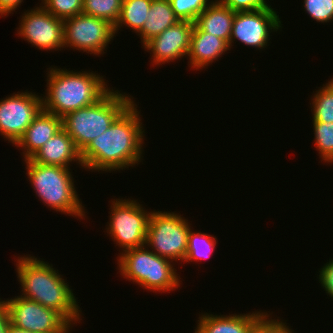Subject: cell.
Segmentation results:
<instances>
[{"label": "cell", "mask_w": 333, "mask_h": 333, "mask_svg": "<svg viewBox=\"0 0 333 333\" xmlns=\"http://www.w3.org/2000/svg\"><path fill=\"white\" fill-rule=\"evenodd\" d=\"M220 4L235 12L256 11L271 8L266 0H217Z\"/></svg>", "instance_id": "obj_30"}, {"label": "cell", "mask_w": 333, "mask_h": 333, "mask_svg": "<svg viewBox=\"0 0 333 333\" xmlns=\"http://www.w3.org/2000/svg\"><path fill=\"white\" fill-rule=\"evenodd\" d=\"M123 0H83L82 13L109 21H118Z\"/></svg>", "instance_id": "obj_24"}, {"label": "cell", "mask_w": 333, "mask_h": 333, "mask_svg": "<svg viewBox=\"0 0 333 333\" xmlns=\"http://www.w3.org/2000/svg\"><path fill=\"white\" fill-rule=\"evenodd\" d=\"M194 25L195 23L190 21H178L145 43L143 48L152 55V66L186 58Z\"/></svg>", "instance_id": "obj_14"}, {"label": "cell", "mask_w": 333, "mask_h": 333, "mask_svg": "<svg viewBox=\"0 0 333 333\" xmlns=\"http://www.w3.org/2000/svg\"><path fill=\"white\" fill-rule=\"evenodd\" d=\"M114 37V25L105 19L80 13L64 20V50L102 56Z\"/></svg>", "instance_id": "obj_9"}, {"label": "cell", "mask_w": 333, "mask_h": 333, "mask_svg": "<svg viewBox=\"0 0 333 333\" xmlns=\"http://www.w3.org/2000/svg\"><path fill=\"white\" fill-rule=\"evenodd\" d=\"M110 202L111 212L105 230L120 248L119 252L145 246L152 211H147L143 204L133 198H116Z\"/></svg>", "instance_id": "obj_8"}, {"label": "cell", "mask_w": 333, "mask_h": 333, "mask_svg": "<svg viewBox=\"0 0 333 333\" xmlns=\"http://www.w3.org/2000/svg\"><path fill=\"white\" fill-rule=\"evenodd\" d=\"M215 236L201 233V231H194L193 227L190 228L188 234V246L186 257L183 262H201L202 260L209 259L212 256L214 250L216 249Z\"/></svg>", "instance_id": "obj_22"}, {"label": "cell", "mask_w": 333, "mask_h": 333, "mask_svg": "<svg viewBox=\"0 0 333 333\" xmlns=\"http://www.w3.org/2000/svg\"><path fill=\"white\" fill-rule=\"evenodd\" d=\"M120 92L112 87L95 104L72 111L62 118V128L71 136L80 152L136 101L130 94Z\"/></svg>", "instance_id": "obj_5"}, {"label": "cell", "mask_w": 333, "mask_h": 333, "mask_svg": "<svg viewBox=\"0 0 333 333\" xmlns=\"http://www.w3.org/2000/svg\"><path fill=\"white\" fill-rule=\"evenodd\" d=\"M23 0H0V17H7L20 8Z\"/></svg>", "instance_id": "obj_32"}, {"label": "cell", "mask_w": 333, "mask_h": 333, "mask_svg": "<svg viewBox=\"0 0 333 333\" xmlns=\"http://www.w3.org/2000/svg\"><path fill=\"white\" fill-rule=\"evenodd\" d=\"M16 262L20 296L59 312L72 326L82 320V310L69 283L52 264L30 254Z\"/></svg>", "instance_id": "obj_2"}, {"label": "cell", "mask_w": 333, "mask_h": 333, "mask_svg": "<svg viewBox=\"0 0 333 333\" xmlns=\"http://www.w3.org/2000/svg\"><path fill=\"white\" fill-rule=\"evenodd\" d=\"M25 170L38 200L56 212L84 219L86 208L79 198L70 168L38 164L25 159Z\"/></svg>", "instance_id": "obj_4"}, {"label": "cell", "mask_w": 333, "mask_h": 333, "mask_svg": "<svg viewBox=\"0 0 333 333\" xmlns=\"http://www.w3.org/2000/svg\"><path fill=\"white\" fill-rule=\"evenodd\" d=\"M30 160L38 164L57 165L65 168H70L71 164L76 162L81 166L80 168L84 169L81 152L63 128L40 147Z\"/></svg>", "instance_id": "obj_16"}, {"label": "cell", "mask_w": 333, "mask_h": 333, "mask_svg": "<svg viewBox=\"0 0 333 333\" xmlns=\"http://www.w3.org/2000/svg\"><path fill=\"white\" fill-rule=\"evenodd\" d=\"M117 268L123 278L154 293L175 291L182 284L174 262L163 258L146 246L119 253Z\"/></svg>", "instance_id": "obj_6"}, {"label": "cell", "mask_w": 333, "mask_h": 333, "mask_svg": "<svg viewBox=\"0 0 333 333\" xmlns=\"http://www.w3.org/2000/svg\"><path fill=\"white\" fill-rule=\"evenodd\" d=\"M137 108L134 101L81 152L85 170L111 173L140 164L144 157L145 131L142 115Z\"/></svg>", "instance_id": "obj_1"}, {"label": "cell", "mask_w": 333, "mask_h": 333, "mask_svg": "<svg viewBox=\"0 0 333 333\" xmlns=\"http://www.w3.org/2000/svg\"><path fill=\"white\" fill-rule=\"evenodd\" d=\"M275 8H264L256 11L236 12L232 32L229 40L231 50L234 41H239L246 45L262 51L270 44L271 32L281 31V17Z\"/></svg>", "instance_id": "obj_13"}, {"label": "cell", "mask_w": 333, "mask_h": 333, "mask_svg": "<svg viewBox=\"0 0 333 333\" xmlns=\"http://www.w3.org/2000/svg\"><path fill=\"white\" fill-rule=\"evenodd\" d=\"M151 2L152 0H123L118 21L114 25L115 36L125 25V28L138 33L147 20Z\"/></svg>", "instance_id": "obj_21"}, {"label": "cell", "mask_w": 333, "mask_h": 333, "mask_svg": "<svg viewBox=\"0 0 333 333\" xmlns=\"http://www.w3.org/2000/svg\"><path fill=\"white\" fill-rule=\"evenodd\" d=\"M303 6L309 17L319 23L333 21V0H304Z\"/></svg>", "instance_id": "obj_28"}, {"label": "cell", "mask_w": 333, "mask_h": 333, "mask_svg": "<svg viewBox=\"0 0 333 333\" xmlns=\"http://www.w3.org/2000/svg\"><path fill=\"white\" fill-rule=\"evenodd\" d=\"M42 109V96L28 90L1 99L0 135L15 146Z\"/></svg>", "instance_id": "obj_11"}, {"label": "cell", "mask_w": 333, "mask_h": 333, "mask_svg": "<svg viewBox=\"0 0 333 333\" xmlns=\"http://www.w3.org/2000/svg\"><path fill=\"white\" fill-rule=\"evenodd\" d=\"M5 300L10 323L16 327L34 333H71L74 327L59 312L36 301L20 295Z\"/></svg>", "instance_id": "obj_10"}, {"label": "cell", "mask_w": 333, "mask_h": 333, "mask_svg": "<svg viewBox=\"0 0 333 333\" xmlns=\"http://www.w3.org/2000/svg\"><path fill=\"white\" fill-rule=\"evenodd\" d=\"M312 121L333 122V78L311 96Z\"/></svg>", "instance_id": "obj_23"}, {"label": "cell", "mask_w": 333, "mask_h": 333, "mask_svg": "<svg viewBox=\"0 0 333 333\" xmlns=\"http://www.w3.org/2000/svg\"><path fill=\"white\" fill-rule=\"evenodd\" d=\"M178 21L169 0H152L147 20L137 33L142 46Z\"/></svg>", "instance_id": "obj_20"}, {"label": "cell", "mask_w": 333, "mask_h": 333, "mask_svg": "<svg viewBox=\"0 0 333 333\" xmlns=\"http://www.w3.org/2000/svg\"><path fill=\"white\" fill-rule=\"evenodd\" d=\"M47 72L43 110L61 118L95 104L111 89L104 76L96 71H71L52 66L47 68Z\"/></svg>", "instance_id": "obj_3"}, {"label": "cell", "mask_w": 333, "mask_h": 333, "mask_svg": "<svg viewBox=\"0 0 333 333\" xmlns=\"http://www.w3.org/2000/svg\"><path fill=\"white\" fill-rule=\"evenodd\" d=\"M62 129V118L41 110L26 128L22 138L15 145L22 149L23 158L30 159L40 147Z\"/></svg>", "instance_id": "obj_18"}, {"label": "cell", "mask_w": 333, "mask_h": 333, "mask_svg": "<svg viewBox=\"0 0 333 333\" xmlns=\"http://www.w3.org/2000/svg\"><path fill=\"white\" fill-rule=\"evenodd\" d=\"M191 225L181 214L154 209L148 221L145 246L172 262H183Z\"/></svg>", "instance_id": "obj_7"}, {"label": "cell", "mask_w": 333, "mask_h": 333, "mask_svg": "<svg viewBox=\"0 0 333 333\" xmlns=\"http://www.w3.org/2000/svg\"><path fill=\"white\" fill-rule=\"evenodd\" d=\"M318 281L327 296L333 300V258L325 263L319 270Z\"/></svg>", "instance_id": "obj_31"}, {"label": "cell", "mask_w": 333, "mask_h": 333, "mask_svg": "<svg viewBox=\"0 0 333 333\" xmlns=\"http://www.w3.org/2000/svg\"><path fill=\"white\" fill-rule=\"evenodd\" d=\"M7 333H34V332L16 327L10 323L7 329Z\"/></svg>", "instance_id": "obj_34"}, {"label": "cell", "mask_w": 333, "mask_h": 333, "mask_svg": "<svg viewBox=\"0 0 333 333\" xmlns=\"http://www.w3.org/2000/svg\"><path fill=\"white\" fill-rule=\"evenodd\" d=\"M266 313L261 310L229 315L201 313L194 333H251L253 326Z\"/></svg>", "instance_id": "obj_15"}, {"label": "cell", "mask_w": 333, "mask_h": 333, "mask_svg": "<svg viewBox=\"0 0 333 333\" xmlns=\"http://www.w3.org/2000/svg\"><path fill=\"white\" fill-rule=\"evenodd\" d=\"M228 43L214 34L202 31L196 24L191 33L190 47L187 54L189 67L193 70L208 68L214 61L229 51Z\"/></svg>", "instance_id": "obj_17"}, {"label": "cell", "mask_w": 333, "mask_h": 333, "mask_svg": "<svg viewBox=\"0 0 333 333\" xmlns=\"http://www.w3.org/2000/svg\"><path fill=\"white\" fill-rule=\"evenodd\" d=\"M315 150L321 161L333 164V122L312 121Z\"/></svg>", "instance_id": "obj_25"}, {"label": "cell", "mask_w": 333, "mask_h": 333, "mask_svg": "<svg viewBox=\"0 0 333 333\" xmlns=\"http://www.w3.org/2000/svg\"><path fill=\"white\" fill-rule=\"evenodd\" d=\"M40 5L55 17L65 20L82 13L83 0H41Z\"/></svg>", "instance_id": "obj_27"}, {"label": "cell", "mask_w": 333, "mask_h": 333, "mask_svg": "<svg viewBox=\"0 0 333 333\" xmlns=\"http://www.w3.org/2000/svg\"><path fill=\"white\" fill-rule=\"evenodd\" d=\"M175 16L179 21L195 23L197 17L213 0H169Z\"/></svg>", "instance_id": "obj_26"}, {"label": "cell", "mask_w": 333, "mask_h": 333, "mask_svg": "<svg viewBox=\"0 0 333 333\" xmlns=\"http://www.w3.org/2000/svg\"><path fill=\"white\" fill-rule=\"evenodd\" d=\"M10 324L6 300L0 298V333H7Z\"/></svg>", "instance_id": "obj_33"}, {"label": "cell", "mask_w": 333, "mask_h": 333, "mask_svg": "<svg viewBox=\"0 0 333 333\" xmlns=\"http://www.w3.org/2000/svg\"><path fill=\"white\" fill-rule=\"evenodd\" d=\"M235 13L217 0H213L197 17L195 24L202 31L212 33L229 44Z\"/></svg>", "instance_id": "obj_19"}, {"label": "cell", "mask_w": 333, "mask_h": 333, "mask_svg": "<svg viewBox=\"0 0 333 333\" xmlns=\"http://www.w3.org/2000/svg\"><path fill=\"white\" fill-rule=\"evenodd\" d=\"M270 314V315H269ZM268 311L267 313L253 326L251 333H294L292 328L290 329L287 326L284 320L279 319H272V314Z\"/></svg>", "instance_id": "obj_29"}, {"label": "cell", "mask_w": 333, "mask_h": 333, "mask_svg": "<svg viewBox=\"0 0 333 333\" xmlns=\"http://www.w3.org/2000/svg\"><path fill=\"white\" fill-rule=\"evenodd\" d=\"M17 35L33 47L45 51L64 48V20L55 17L41 5L25 10L20 16Z\"/></svg>", "instance_id": "obj_12"}]
</instances>
